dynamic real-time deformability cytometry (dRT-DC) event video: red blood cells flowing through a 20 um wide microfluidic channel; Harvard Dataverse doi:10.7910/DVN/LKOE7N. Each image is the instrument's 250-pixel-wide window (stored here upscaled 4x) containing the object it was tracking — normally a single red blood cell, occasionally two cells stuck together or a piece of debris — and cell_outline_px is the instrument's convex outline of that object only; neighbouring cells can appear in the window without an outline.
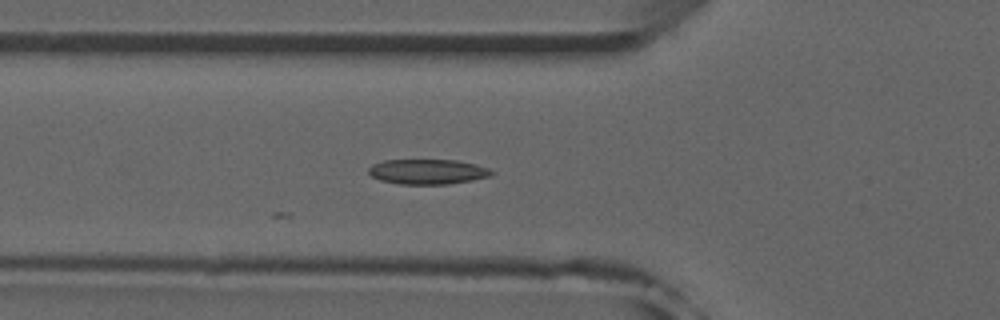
{"species": "common noctule bat (a hibernating species)", "species_latin": "Nyctalus noctula", "temperature_condition": "room temperature", "stored_images_in_passage": 17, "camera_frame_rate_fps": 3000, "um_per_image_px": 0.085, "animal": {"sex": "male", "forearm_length_mm": 52.5}, "frame": {"image": 1, "passage_image": 3, "time_ms": 0.667, "image_size_px": [1000, 320], "cell_outline_px": [[496, 172], [488, 176], [472, 180], [448, 184], [400, 184], [380, 180], [372, 176], [368, 172], [368, 168], [372, 164], [384, 160], [456, 160], [476, 164], [488, 168]], "centroid_in_image_um": [36.34, 14.59], "position_along_channel_um": 89.5, "area_um2": 17.92}}